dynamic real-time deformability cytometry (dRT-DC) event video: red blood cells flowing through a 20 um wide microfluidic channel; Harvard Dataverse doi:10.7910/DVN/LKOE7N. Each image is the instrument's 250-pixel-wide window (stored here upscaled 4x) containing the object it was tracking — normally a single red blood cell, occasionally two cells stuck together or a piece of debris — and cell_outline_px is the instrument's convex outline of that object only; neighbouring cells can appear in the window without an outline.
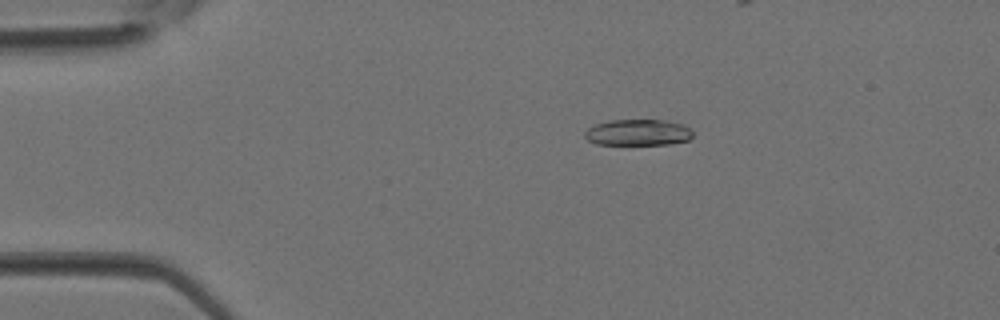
{"species": "Egyptian fruit bat (a non-hibernating species)", "species_latin": "Rousettus aegyptiacus", "temperature_condition": "room temperature", "stored_images_in_passage": 32, "camera_frame_rate_fps": 3000, "um_per_image_px": 0.085, "animal": {"sex": "female"}, "frame": {"image": 1, "passage_image": 7, "time_ms": 2.0, "image_size_px": [1000, 320], "cell_outline_px": [[692, 136], [688, 140], [668, 144], [596, 144], [588, 140], [584, 136], [584, 132], [588, 128], [596, 124], [608, 120], [664, 120], [684, 124], [692, 128]], "centroid_in_image_um": [54.24, 11.25], "position_along_channel_um": 30.8, "area_um2": 16.53}}
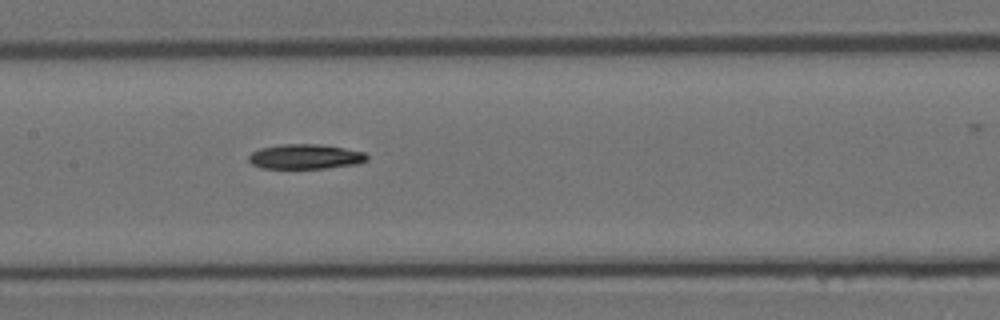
{"frame": {"image": 2, "passage_image": 18, "time_ms": 5.667, "image_size_px": [1000, 320], "cell_outline_px": [[368, 160], [356, 164], [324, 168], [260, 168], [252, 164], [248, 160], [248, 156], [252, 152], [260, 148], [280, 144], [320, 144], [344, 148], [364, 152], [368, 156]], "centroid_in_image_um": [25.93, 13.31], "position_along_channel_um": 181.5, "area_um2": 17.11}}
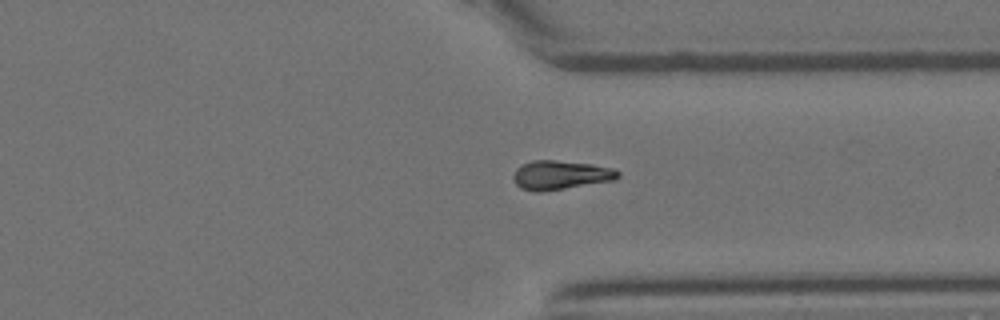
{"frame": {"image": 3, "passage_image": 28, "time_ms": 9.0, "image_size_px": [1000, 320], "cell_outline_px": [[620, 176], [616, 180], [540, 192], [536, 192], [520, 188], [516, 184], [512, 176], [516, 168], [520, 164], [532, 160], [556, 160], [592, 164], [616, 168], [620, 172]], "centroid_in_image_um": [47.66, 14.87], "position_along_channel_um": 363.7, "area_um2": 17.98}}